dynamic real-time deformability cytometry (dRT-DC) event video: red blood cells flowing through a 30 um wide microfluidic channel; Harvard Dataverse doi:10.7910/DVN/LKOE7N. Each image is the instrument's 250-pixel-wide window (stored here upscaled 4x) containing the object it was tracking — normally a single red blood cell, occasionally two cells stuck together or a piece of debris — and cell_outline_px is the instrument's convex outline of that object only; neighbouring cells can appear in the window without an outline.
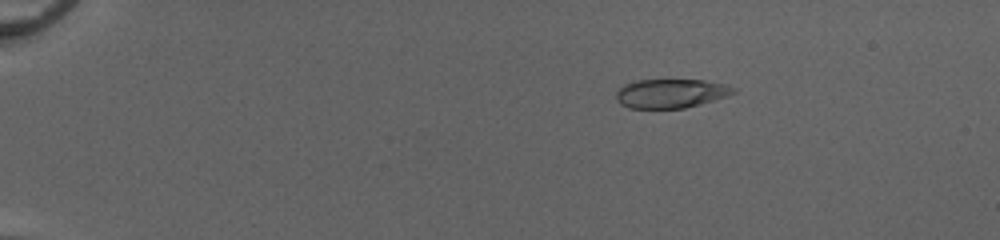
{"species": "common noctule bat (a hibernating species)", "species_latin": "Nyctalus noctula", "temperature_condition": "cold", "stored_images_in_passage": 51, "camera_frame_rate_fps": 3000, "um_per_image_px": 0.085, "animal": {"sex": "female", "body_mass_g": 20.0, "forearm_length_mm": 54.0}, "frame": {"image": 1, "passage_image": 9, "time_ms": 2.667, "image_size_px": [1000, 240], "cell_outline_px": [[736, 92], [700, 104], [684, 108], [628, 108], [620, 104], [616, 100], [616, 92], [624, 84], [636, 80], [704, 80], [728, 84], [736, 88]], "centroid_in_image_um": [57.0, 7.93], "position_along_channel_um": 28.0, "area_um2": 19.83}}
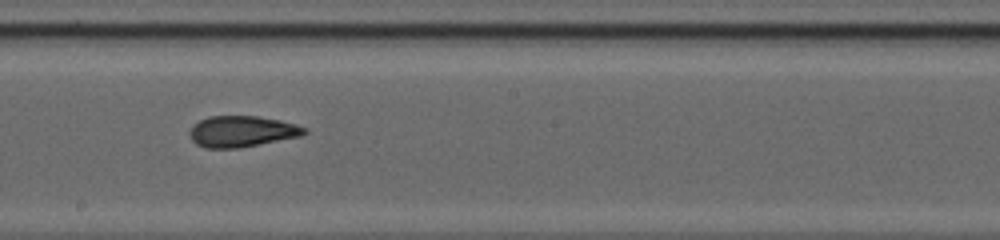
{"frame": {"image": 2, "passage_image": 31, "time_ms": 10.0, "image_size_px": [1000, 240], "cell_outline_px": [[308, 132], [304, 136], [240, 148], [204, 148], [196, 144], [192, 140], [188, 132], [192, 124], [208, 116], [256, 116], [280, 120], [296, 124], [308, 128]], "centroid_in_image_um": [20.58, 11.18], "position_along_channel_um": 227.6, "area_um2": 21.21}}
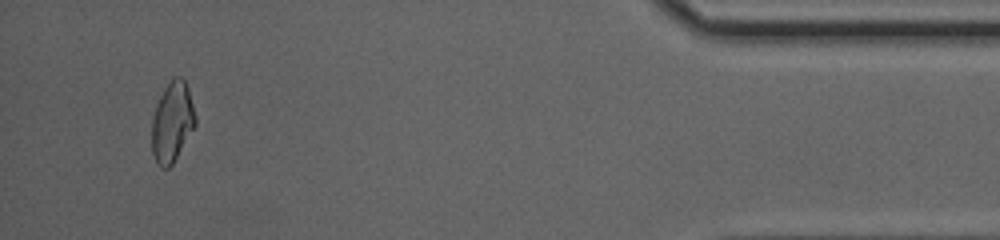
{"frame": {"image": 3, "passage_image": 49, "time_ms": 16.0, "image_size_px": [1000, 240], "cell_outline_px": [[196, 124], [172, 164], [168, 168], [160, 168], [156, 164], [152, 152], [152, 116], [156, 104], [164, 88], [172, 76], [180, 76], [184, 80], [188, 88], [196, 116]], "centroid_in_image_um": [14.62, 10.36], "position_along_channel_um": 420.6, "area_um2": 20.4}, "authors_computed_cell_mechanics": {"area_um2": 20.7502, "velocity_mm_per_s": 4.1649, "shape_relaxation_time_tau1_ms": 3.557, "shape_relaxation_time_tau2_ms": 1.2922, "deformation_change_tau1": 0.1695, "deformation_change_tau2": 0.0887}}